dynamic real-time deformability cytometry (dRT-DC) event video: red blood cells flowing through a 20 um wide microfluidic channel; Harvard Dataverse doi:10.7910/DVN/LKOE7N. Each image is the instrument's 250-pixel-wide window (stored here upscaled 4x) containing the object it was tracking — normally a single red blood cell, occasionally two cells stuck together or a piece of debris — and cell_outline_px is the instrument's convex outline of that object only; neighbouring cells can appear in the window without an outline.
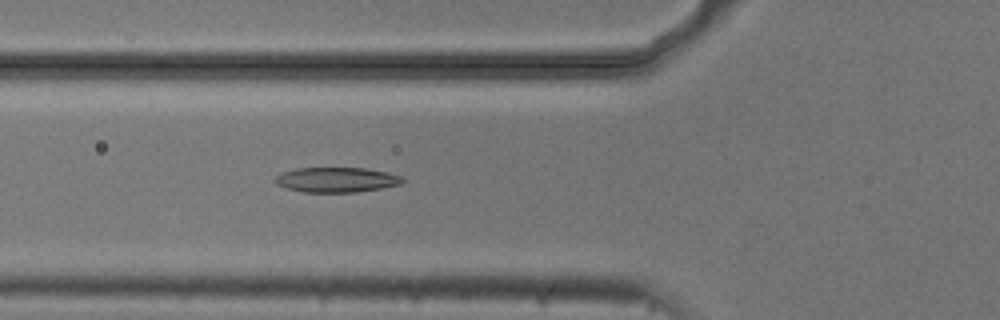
{"species": "common noctule bat (a hibernating species)", "species_latin": "Nyctalus noctula", "temperature_condition": "cold", "stored_images_in_passage": 4, "camera_frame_rate_fps": 3000, "um_per_image_px": 0.085, "animal": {"sex": "male", "body_mass_g": 20.5, "forearm_length_mm": 52.5}, "frame": {"image": 1, "passage_image": 4, "time_ms": 1.0, "image_size_px": [1000, 320], "cell_outline_px": [[404, 180], [400, 184], [380, 188], [356, 192], [304, 192], [288, 188], [276, 184], [272, 180], [280, 172], [296, 168], [368, 168], [388, 172], [400, 176]], "centroid_in_image_um": [28.56, 15.27], "position_along_channel_um": 97.2, "area_um2": 18.55}}